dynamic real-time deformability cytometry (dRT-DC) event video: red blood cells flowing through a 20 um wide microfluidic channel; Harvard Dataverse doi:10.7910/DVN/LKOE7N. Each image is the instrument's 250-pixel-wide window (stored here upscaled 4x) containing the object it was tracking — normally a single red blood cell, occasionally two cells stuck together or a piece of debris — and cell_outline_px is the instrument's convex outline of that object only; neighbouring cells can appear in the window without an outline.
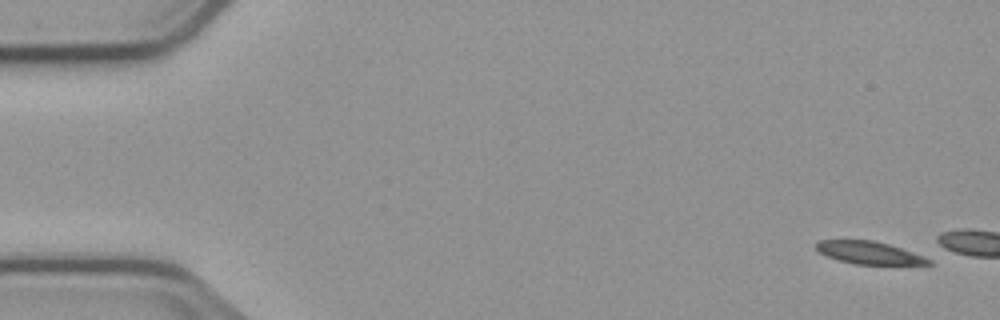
{"species": "common noctule bat (a hibernating species)", "species_latin": "Nyctalus noctula", "temperature_condition": "cold", "stored_images_in_passage": 4, "camera_frame_rate_fps": 3000, "um_per_image_px": 0.085, "animal": {"sex": "male", "body_mass_g": 23.1, "forearm_length_mm": 52.7}, "frame": {"image": 1, "passage_image": 1, "time_ms": 0.0, "image_size_px": [1000, 320], "cell_outline_px": [[932, 264], [856, 264], [840, 260], [828, 256], [820, 252], [816, 248], [816, 244], [820, 240], [872, 240], [888, 244], [932, 256]], "centroid_in_image_um": [74.02, 21.48], "position_along_channel_um": 11.0, "area_um2": 14.91}}